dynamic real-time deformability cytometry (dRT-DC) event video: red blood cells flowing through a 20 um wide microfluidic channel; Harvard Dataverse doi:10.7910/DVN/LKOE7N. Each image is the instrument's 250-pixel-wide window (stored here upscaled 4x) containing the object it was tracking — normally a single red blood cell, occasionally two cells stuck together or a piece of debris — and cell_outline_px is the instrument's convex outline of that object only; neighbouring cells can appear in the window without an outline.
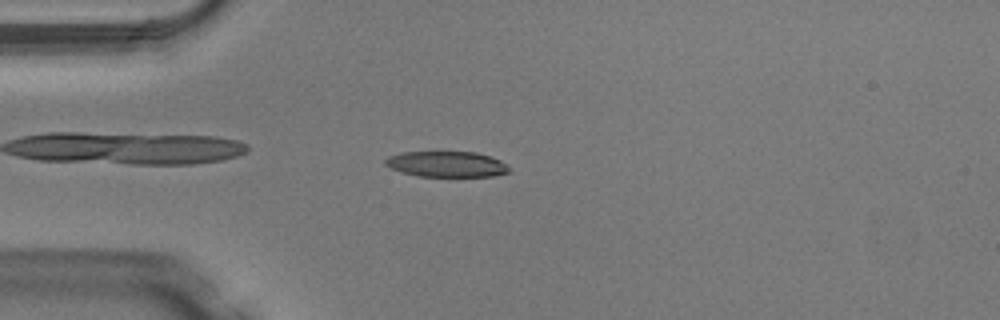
{"species": "Egyptian fruit bat (a non-hibernating species)", "species_latin": "Rousettus aegyptiacus", "temperature_condition": "warm", "stored_images_in_passage": 49, "camera_frame_rate_fps": 3000, "um_per_image_px": 0.085, "animal": {"sex": "male"}, "frame": {"image": 1, "passage_image": 13, "time_ms": 4.0, "image_size_px": [1000, 320], "cell_outline_px": [[508, 172], [492, 176], [420, 176], [400, 172], [384, 164], [384, 160], [388, 156], [400, 152], [476, 152], [500, 160], [508, 168]], "centroid_in_image_um": [37.9, 13.95], "position_along_channel_um": 47.1, "area_um2": 18.32}}
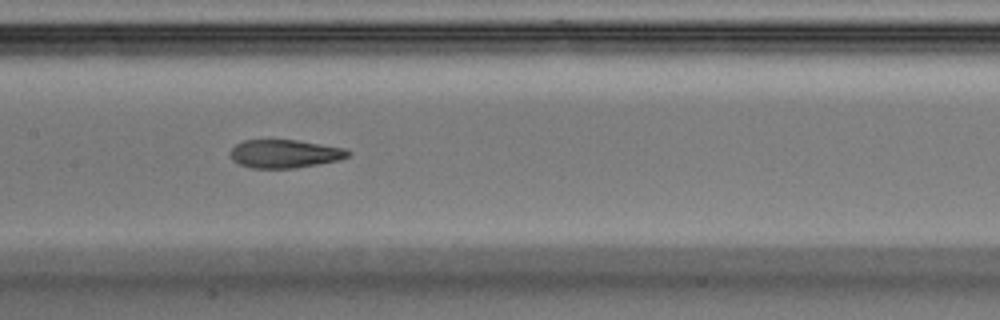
{"frame": {"image": 2, "passage_image": 24, "time_ms": 7.667, "image_size_px": [1000, 320], "cell_outline_px": [[352, 152], [348, 156], [340, 160], [296, 168], [252, 168], [240, 164], [232, 160], [232, 148], [236, 144], [244, 140], [296, 140], [344, 148]], "centroid_in_image_um": [24.23, 13.07], "position_along_channel_um": 183.2, "area_um2": 19.25}}
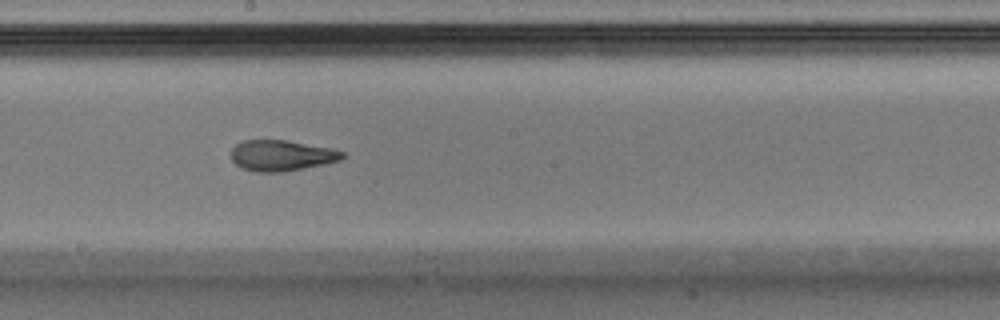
{"frame": {"image": 3, "passage_image": 27, "time_ms": 8.667, "image_size_px": [1000, 320], "cell_outline_px": [[344, 156], [340, 160], [324, 164], [284, 172], [256, 172], [240, 168], [232, 160], [232, 148], [236, 144], [244, 140], [288, 140], [332, 148], [344, 152]], "centroid_in_image_um": [23.92, 13.22], "position_along_channel_um": 224.3, "area_um2": 20.06}, "authors_computed_cell_mechanics": {"area_um2": 20.1722, "velocity_mm_per_s": 4.1147, "shape_relaxation_time_tau1_ms": null, "shape_relaxation_time_tau2_ms": 1.9073, "deformation_change_tau1": null, "deformation_change_tau2": 0.1019}}